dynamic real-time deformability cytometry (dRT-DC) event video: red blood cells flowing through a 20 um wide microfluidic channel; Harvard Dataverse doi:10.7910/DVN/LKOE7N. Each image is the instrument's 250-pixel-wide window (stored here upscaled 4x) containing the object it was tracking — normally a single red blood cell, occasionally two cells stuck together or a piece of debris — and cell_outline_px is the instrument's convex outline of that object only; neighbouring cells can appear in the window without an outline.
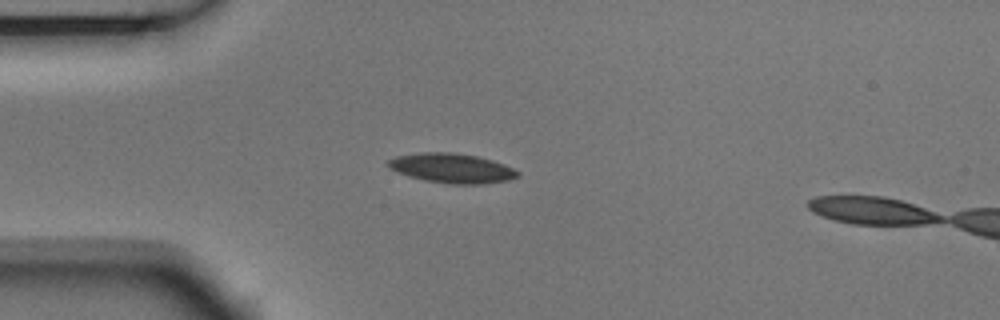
{"species": "Egyptian fruit bat (a non-hibernating species)", "species_latin": "Rousettus aegyptiacus", "temperature_condition": "room temperature", "stored_images_in_passage": 4, "camera_frame_rate_fps": 3000, "um_per_image_px": 0.085, "animal": {"sex": "male"}, "frame": {"image": 1, "passage_image": 3, "time_ms": 0.667, "image_size_px": [1000, 320], "cell_outline_px": [[520, 176], [508, 180], [484, 184], [448, 184], [424, 180], [408, 176], [396, 172], [388, 168], [384, 164], [388, 160], [396, 156], [420, 152], [452, 152], [476, 156], [492, 160], [504, 164], [520, 172]], "centroid_in_image_um": [38.37, 14.3], "position_along_channel_um": 46.6, "area_um2": 22.6}}